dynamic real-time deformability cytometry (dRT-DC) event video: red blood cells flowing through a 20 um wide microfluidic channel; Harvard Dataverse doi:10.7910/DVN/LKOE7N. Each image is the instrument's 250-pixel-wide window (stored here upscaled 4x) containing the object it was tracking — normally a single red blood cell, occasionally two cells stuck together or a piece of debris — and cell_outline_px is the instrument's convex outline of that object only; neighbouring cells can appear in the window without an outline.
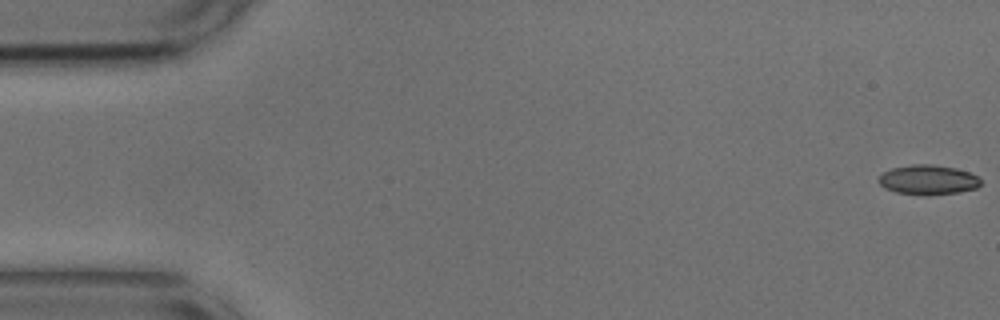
{"species": "common noctule bat (a hibernating species)", "species_latin": "Nyctalus noctula", "temperature_condition": "cold", "stored_images_in_passage": 54, "camera_frame_rate_fps": 3000, "um_per_image_px": 0.085, "animal": {"sex": "male", "body_mass_g": 17.9, "forearm_length_mm": 54.2}, "frame": {"image": 1, "passage_image": 1, "time_ms": 0.0, "image_size_px": [1000, 320], "cell_outline_px": [[980, 184], [976, 188], [960, 192], [924, 196], [896, 192], [884, 188], [876, 180], [884, 172], [892, 168], [912, 164], [932, 164], [956, 168], [968, 172], [976, 176], [980, 180]], "centroid_in_image_um": [78.86, 15.29], "position_along_channel_um": 6.1, "area_um2": 17.74}}
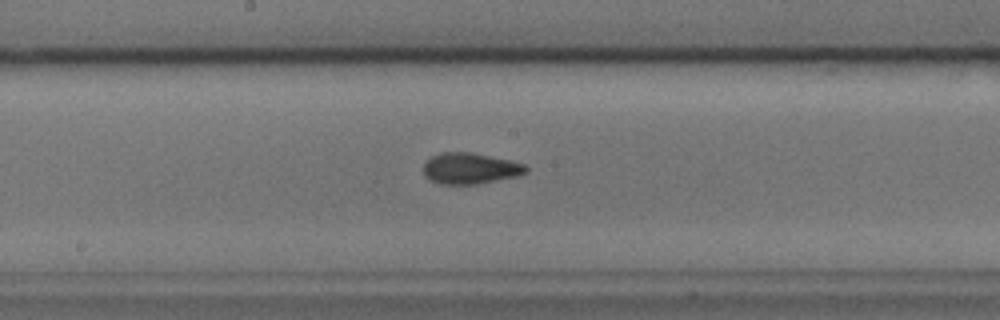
{"frame": {"image": 2, "passage_image": 28, "time_ms": 9.0, "image_size_px": [1000, 320], "cell_outline_px": [[528, 172], [520, 176], [476, 184], [440, 184], [428, 180], [424, 176], [424, 164], [432, 156], [440, 152], [472, 152], [508, 160], [524, 164], [528, 168]], "centroid_in_image_um": [39.96, 14.32], "position_along_channel_um": 208.2, "area_um2": 18.67}}
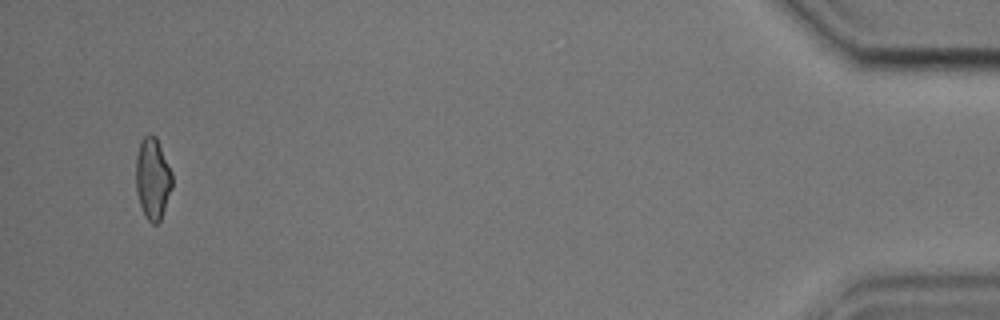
{"frame": {"image": 3, "passage_image": 52, "time_ms": 17.0, "image_size_px": [1000, 320], "cell_outline_px": [[172, 188], [160, 220], [156, 224], [152, 224], [144, 216], [136, 192], [136, 156], [140, 140], [144, 136], [152, 132], [156, 136], [172, 172]], "centroid_in_image_um": [12.97, 15.15], "position_along_channel_um": 422.2, "area_um2": 17.4}, "authors_computed_cell_mechanics": {"area_um2": 17.7735, "velocity_mm_per_s": 3.7051, "shape_relaxation_time_tau1_ms": 3.656, "shape_relaxation_time_tau2_ms": 2.3031, "deformation_change_tau1": 0.0863, "deformation_change_tau2": 0.0788}}